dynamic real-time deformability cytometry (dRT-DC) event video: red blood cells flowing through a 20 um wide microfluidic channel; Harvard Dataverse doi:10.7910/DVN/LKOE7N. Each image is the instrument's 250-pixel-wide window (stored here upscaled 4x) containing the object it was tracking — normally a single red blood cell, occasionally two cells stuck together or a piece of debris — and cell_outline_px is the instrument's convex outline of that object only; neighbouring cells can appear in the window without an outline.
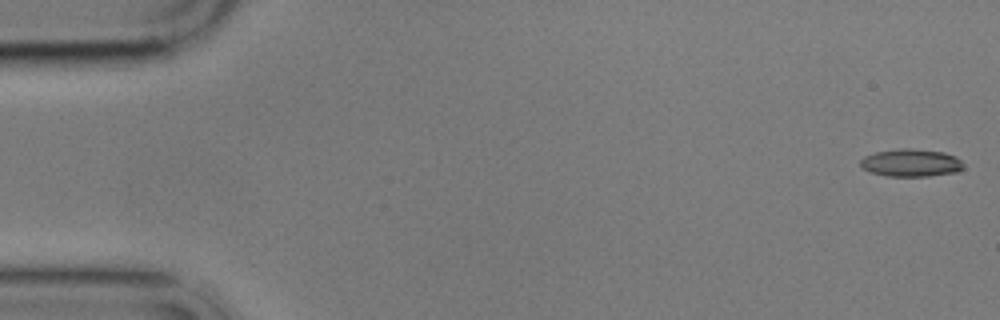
{"species": "common noctule bat (a hibernating species)", "species_latin": "Nyctalus noctula", "temperature_condition": "cold", "stored_images_in_passage": 9, "camera_frame_rate_fps": 3000, "um_per_image_px": 0.085, "animal": {"sex": "male", "body_mass_g": 17.9}, "frame": {"image": 1, "passage_image": 1, "time_ms": 0.0, "image_size_px": [1000, 320], "cell_outline_px": [[964, 168], [956, 172], [928, 176], [888, 176], [868, 172], [860, 164], [860, 160], [864, 156], [876, 152], [900, 148], [912, 148], [944, 152], [956, 156], [964, 164]], "centroid_in_image_um": [77.45, 13.83], "position_along_channel_um": 7.6, "area_um2": 16.7}}
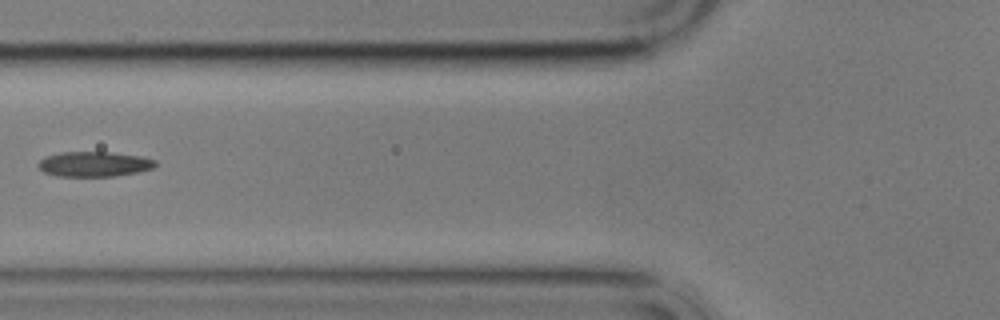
{"frame": {"image": 2, "passage_image": 7, "time_ms": 7.0, "image_size_px": [1000, 320], "cell_outline_px": [[156, 164], [152, 168], [136, 172], [112, 176], [56, 176], [44, 172], [36, 164], [44, 156], [60, 152], [112, 152], [144, 156], [156, 160]], "centroid_in_image_um": [7.98, 13.93], "position_along_channel_um": 117.8, "area_um2": 17.17}}
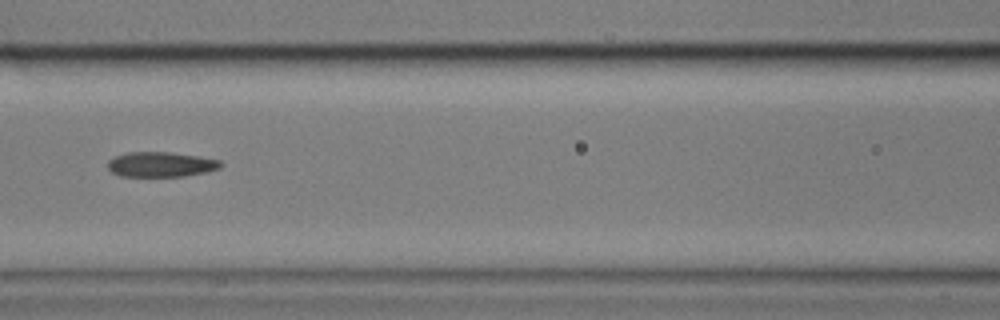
{"frame": {"image": 3, "passage_image": 8, "time_ms": 8.0, "image_size_px": [1000, 320], "cell_outline_px": [[224, 164], [220, 168], [208, 172], [184, 176], [120, 176], [112, 172], [108, 168], [108, 160], [112, 156], [128, 152], [168, 152], [200, 156], [220, 160]], "centroid_in_image_um": [13.69, 13.97], "position_along_channel_um": 152.9, "area_um2": 16.65}}